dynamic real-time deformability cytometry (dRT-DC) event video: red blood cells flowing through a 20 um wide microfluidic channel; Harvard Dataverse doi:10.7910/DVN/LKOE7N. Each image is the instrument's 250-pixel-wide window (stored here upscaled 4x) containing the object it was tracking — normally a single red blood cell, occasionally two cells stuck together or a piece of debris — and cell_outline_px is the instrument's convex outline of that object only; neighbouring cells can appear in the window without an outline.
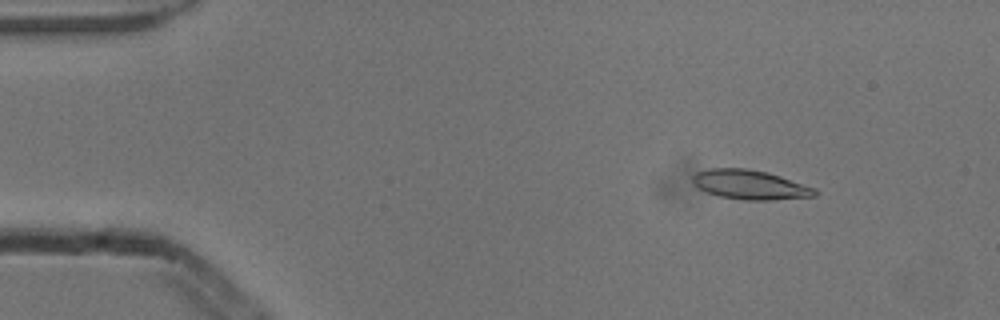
{"species": "common noctule bat (a hibernating species)", "species_latin": "Nyctalus noctula", "temperature_condition": "cold", "stored_images_in_passage": 53, "camera_frame_rate_fps": 3000, "um_per_image_px": 0.085, "animal": {"sex": "male", "body_mass_g": 13.3}, "frame": {"image": 1, "passage_image": 7, "time_ms": 2.0, "image_size_px": [1000, 320], "cell_outline_px": [[816, 196], [772, 200], [744, 200], [720, 196], [708, 192], [700, 188], [692, 180], [692, 176], [696, 172], [708, 168], [748, 168], [768, 172], [816, 188]], "centroid_in_image_um": [63.77, 15.69], "position_along_channel_um": 21.2, "area_um2": 20.87}}
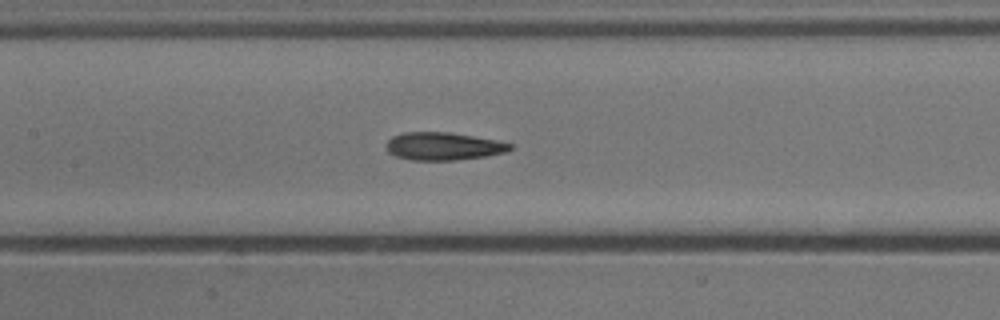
{"frame": {"image": 2, "passage_image": 25, "time_ms": 8.0, "image_size_px": [1000, 320], "cell_outline_px": [[512, 148], [508, 152], [484, 156], [456, 160], [412, 160], [396, 156], [388, 152], [384, 148], [384, 144], [392, 136], [404, 132], [448, 132], [496, 140], [512, 144]], "centroid_in_image_um": [37.64, 12.43], "position_along_channel_um": 169.8, "area_um2": 20.11}}
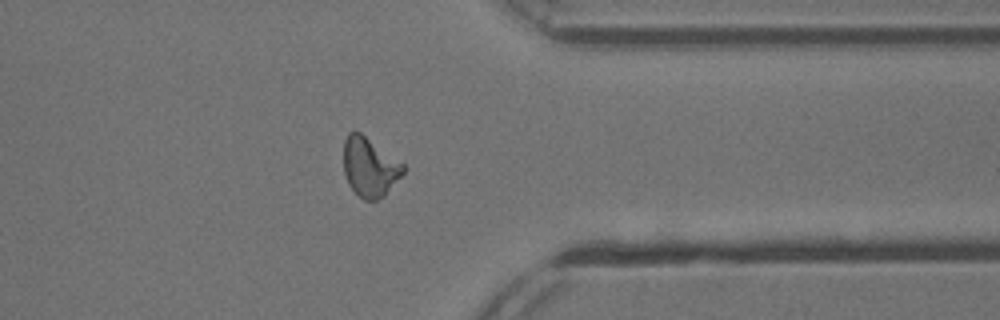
{"frame": {"image": 3, "passage_image": 42, "time_ms": 13.667, "image_size_px": [1000, 320], "cell_outline_px": [[404, 172], [384, 196], [376, 200], [364, 200], [348, 184], [344, 172], [344, 140], [348, 132], [360, 132], [404, 164]], "centroid_in_image_um": [31.41, 14.2], "position_along_channel_um": 380.0, "area_um2": 20.29}, "authors_computed_cell_mechanics": {"area_um2": 20.3456, "velocity_mm_per_s": 3.8752, "shape_relaxation_time_tau1_ms": 4.9943, "shape_relaxation_time_tau2_ms": 2.6022, "deformation_change_tau1": 0.1739, "deformation_change_tau2": 0.1177}}